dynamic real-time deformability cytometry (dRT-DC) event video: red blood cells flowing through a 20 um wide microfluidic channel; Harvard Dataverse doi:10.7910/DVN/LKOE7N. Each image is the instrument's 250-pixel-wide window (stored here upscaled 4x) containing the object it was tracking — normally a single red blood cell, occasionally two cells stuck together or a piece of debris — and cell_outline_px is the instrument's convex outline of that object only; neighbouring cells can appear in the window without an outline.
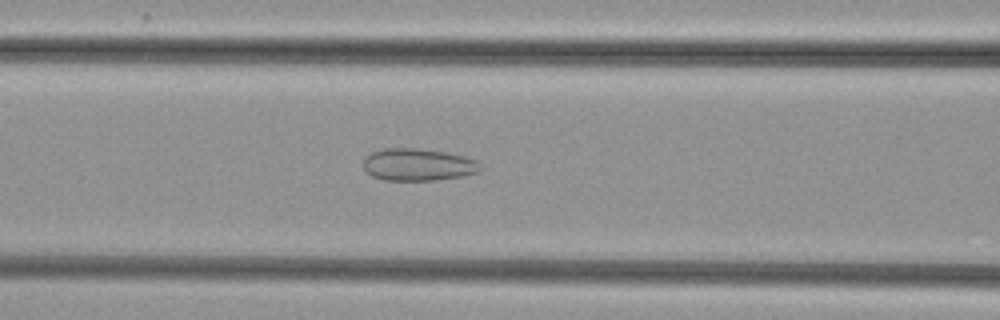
{"species": "common noctule bat (a hibernating species)", "species_latin": "Nyctalus noctula", "temperature_condition": "cold", "stored_images_in_passage": 49, "camera_frame_rate_fps": 3000, "um_per_image_px": 0.085, "animal": {"sex": "female", "body_mass_g": 29.2, "forearm_length_mm": 56.3}, "frame": {"image": 1, "passage_image": 19, "time_ms": 6.0, "image_size_px": [1000, 320], "cell_outline_px": [[484, 168], [480, 172], [464, 176], [436, 180], [384, 180], [372, 176], [364, 168], [364, 160], [372, 152], [384, 148], [412, 148], [448, 152], [464, 156], [476, 160]], "centroid_in_image_um": [35.6, 14.0], "position_along_channel_um": 131.0, "area_um2": 22.08}}
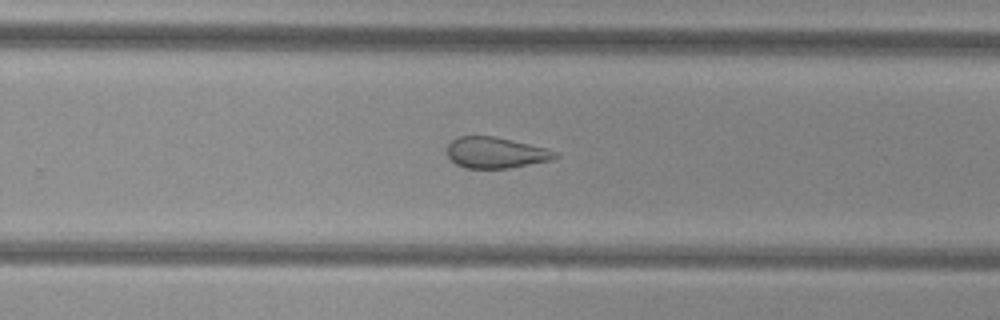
{"frame": {"image": 2, "passage_image": 31, "time_ms": 10.0, "image_size_px": [1000, 320], "cell_outline_px": [[560, 156], [552, 160], [508, 168], [464, 168], [456, 164], [448, 156], [448, 144], [456, 136], [496, 136], [544, 148], [556, 152]], "centroid_in_image_um": [42.12, 12.97], "position_along_channel_um": 287.7, "area_um2": 19.42}}
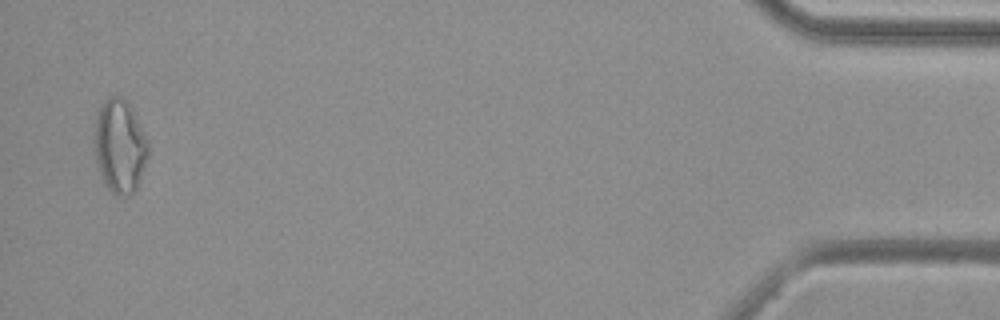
{"frame": {"image": 3, "passage_image": 48, "time_ms": 15.667, "image_size_px": [1000, 320], "cell_outline_px": [[148, 156], [140, 180], [136, 188], [128, 196], [116, 196], [104, 184], [100, 176], [96, 160], [96, 116], [100, 108], [108, 96], [120, 96], [128, 100], [148, 140]], "centroid_in_image_um": [10.21, 12.43], "position_along_channel_um": 425.0, "area_um2": 29.19}}